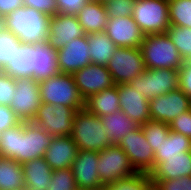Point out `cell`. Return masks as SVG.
<instances>
[{"instance_id":"1","label":"cell","mask_w":191,"mask_h":190,"mask_svg":"<svg viewBox=\"0 0 191 190\" xmlns=\"http://www.w3.org/2000/svg\"><path fill=\"white\" fill-rule=\"evenodd\" d=\"M53 137L41 127L29 122L5 130L0 135V157H6L23 164L44 157Z\"/></svg>"},{"instance_id":"2","label":"cell","mask_w":191,"mask_h":190,"mask_svg":"<svg viewBox=\"0 0 191 190\" xmlns=\"http://www.w3.org/2000/svg\"><path fill=\"white\" fill-rule=\"evenodd\" d=\"M51 16L23 6L3 17V29L10 31L23 44L48 41Z\"/></svg>"},{"instance_id":"3","label":"cell","mask_w":191,"mask_h":190,"mask_svg":"<svg viewBox=\"0 0 191 190\" xmlns=\"http://www.w3.org/2000/svg\"><path fill=\"white\" fill-rule=\"evenodd\" d=\"M71 138L79 150L98 152L114 145L106 134L101 118L85 108L75 113Z\"/></svg>"},{"instance_id":"4","label":"cell","mask_w":191,"mask_h":190,"mask_svg":"<svg viewBox=\"0 0 191 190\" xmlns=\"http://www.w3.org/2000/svg\"><path fill=\"white\" fill-rule=\"evenodd\" d=\"M140 50L148 69H180L183 64L167 33L145 35Z\"/></svg>"},{"instance_id":"5","label":"cell","mask_w":191,"mask_h":190,"mask_svg":"<svg viewBox=\"0 0 191 190\" xmlns=\"http://www.w3.org/2000/svg\"><path fill=\"white\" fill-rule=\"evenodd\" d=\"M41 102L65 105L72 109L84 108V99L81 97L72 74L59 73L39 82Z\"/></svg>"},{"instance_id":"6","label":"cell","mask_w":191,"mask_h":190,"mask_svg":"<svg viewBox=\"0 0 191 190\" xmlns=\"http://www.w3.org/2000/svg\"><path fill=\"white\" fill-rule=\"evenodd\" d=\"M132 18L145 35L166 33L171 25L168 0H135Z\"/></svg>"},{"instance_id":"7","label":"cell","mask_w":191,"mask_h":190,"mask_svg":"<svg viewBox=\"0 0 191 190\" xmlns=\"http://www.w3.org/2000/svg\"><path fill=\"white\" fill-rule=\"evenodd\" d=\"M130 86L147 99L160 97L179 87V69H148L130 81Z\"/></svg>"},{"instance_id":"8","label":"cell","mask_w":191,"mask_h":190,"mask_svg":"<svg viewBox=\"0 0 191 190\" xmlns=\"http://www.w3.org/2000/svg\"><path fill=\"white\" fill-rule=\"evenodd\" d=\"M76 111L65 105L41 103L32 122L52 137L71 136Z\"/></svg>"},{"instance_id":"9","label":"cell","mask_w":191,"mask_h":190,"mask_svg":"<svg viewBox=\"0 0 191 190\" xmlns=\"http://www.w3.org/2000/svg\"><path fill=\"white\" fill-rule=\"evenodd\" d=\"M113 81L118 84H129L146 69L140 47H117L107 65Z\"/></svg>"},{"instance_id":"10","label":"cell","mask_w":191,"mask_h":190,"mask_svg":"<svg viewBox=\"0 0 191 190\" xmlns=\"http://www.w3.org/2000/svg\"><path fill=\"white\" fill-rule=\"evenodd\" d=\"M97 170L103 186L137 173L129 157L117 144L98 151Z\"/></svg>"},{"instance_id":"11","label":"cell","mask_w":191,"mask_h":190,"mask_svg":"<svg viewBox=\"0 0 191 190\" xmlns=\"http://www.w3.org/2000/svg\"><path fill=\"white\" fill-rule=\"evenodd\" d=\"M41 103L39 81L32 77L16 79L14 99L9 107L21 122L32 121Z\"/></svg>"},{"instance_id":"12","label":"cell","mask_w":191,"mask_h":190,"mask_svg":"<svg viewBox=\"0 0 191 190\" xmlns=\"http://www.w3.org/2000/svg\"><path fill=\"white\" fill-rule=\"evenodd\" d=\"M129 157L134 169L141 173H150L154 168L155 154L139 126L127 133L117 144Z\"/></svg>"},{"instance_id":"13","label":"cell","mask_w":191,"mask_h":190,"mask_svg":"<svg viewBox=\"0 0 191 190\" xmlns=\"http://www.w3.org/2000/svg\"><path fill=\"white\" fill-rule=\"evenodd\" d=\"M190 108L191 99L180 88L149 100L150 120L166 124Z\"/></svg>"},{"instance_id":"14","label":"cell","mask_w":191,"mask_h":190,"mask_svg":"<svg viewBox=\"0 0 191 190\" xmlns=\"http://www.w3.org/2000/svg\"><path fill=\"white\" fill-rule=\"evenodd\" d=\"M73 76L79 93L84 100L93 94L116 85L107 66L103 65H87L76 71Z\"/></svg>"},{"instance_id":"15","label":"cell","mask_w":191,"mask_h":190,"mask_svg":"<svg viewBox=\"0 0 191 190\" xmlns=\"http://www.w3.org/2000/svg\"><path fill=\"white\" fill-rule=\"evenodd\" d=\"M98 152L78 150L71 169L78 190H102L98 176Z\"/></svg>"},{"instance_id":"16","label":"cell","mask_w":191,"mask_h":190,"mask_svg":"<svg viewBox=\"0 0 191 190\" xmlns=\"http://www.w3.org/2000/svg\"><path fill=\"white\" fill-rule=\"evenodd\" d=\"M90 46L86 35L70 41L57 50V61L60 73L74 74L81 68L91 64Z\"/></svg>"},{"instance_id":"17","label":"cell","mask_w":191,"mask_h":190,"mask_svg":"<svg viewBox=\"0 0 191 190\" xmlns=\"http://www.w3.org/2000/svg\"><path fill=\"white\" fill-rule=\"evenodd\" d=\"M108 37L117 47H140L145 34L132 17H116L109 19L105 28Z\"/></svg>"},{"instance_id":"18","label":"cell","mask_w":191,"mask_h":190,"mask_svg":"<svg viewBox=\"0 0 191 190\" xmlns=\"http://www.w3.org/2000/svg\"><path fill=\"white\" fill-rule=\"evenodd\" d=\"M86 35L74 15L56 14L49 22L48 42L56 49H61L73 39Z\"/></svg>"},{"instance_id":"19","label":"cell","mask_w":191,"mask_h":190,"mask_svg":"<svg viewBox=\"0 0 191 190\" xmlns=\"http://www.w3.org/2000/svg\"><path fill=\"white\" fill-rule=\"evenodd\" d=\"M120 110L138 125L150 121L149 99L131 87L130 84H118Z\"/></svg>"},{"instance_id":"20","label":"cell","mask_w":191,"mask_h":190,"mask_svg":"<svg viewBox=\"0 0 191 190\" xmlns=\"http://www.w3.org/2000/svg\"><path fill=\"white\" fill-rule=\"evenodd\" d=\"M78 150L71 136L53 137L51 145L45 151L44 159L53 171L71 168Z\"/></svg>"},{"instance_id":"21","label":"cell","mask_w":191,"mask_h":190,"mask_svg":"<svg viewBox=\"0 0 191 190\" xmlns=\"http://www.w3.org/2000/svg\"><path fill=\"white\" fill-rule=\"evenodd\" d=\"M32 78L42 81L60 73L57 61V50L48 42L33 44Z\"/></svg>"},{"instance_id":"22","label":"cell","mask_w":191,"mask_h":190,"mask_svg":"<svg viewBox=\"0 0 191 190\" xmlns=\"http://www.w3.org/2000/svg\"><path fill=\"white\" fill-rule=\"evenodd\" d=\"M151 179H175L191 176V151L185 155L164 157L163 162H154V168L149 173Z\"/></svg>"},{"instance_id":"23","label":"cell","mask_w":191,"mask_h":190,"mask_svg":"<svg viewBox=\"0 0 191 190\" xmlns=\"http://www.w3.org/2000/svg\"><path fill=\"white\" fill-rule=\"evenodd\" d=\"M85 34L105 31L109 17L104 3L91 0L76 15Z\"/></svg>"},{"instance_id":"24","label":"cell","mask_w":191,"mask_h":190,"mask_svg":"<svg viewBox=\"0 0 191 190\" xmlns=\"http://www.w3.org/2000/svg\"><path fill=\"white\" fill-rule=\"evenodd\" d=\"M25 187L32 190H47L51 185L53 170L44 157L22 164Z\"/></svg>"},{"instance_id":"25","label":"cell","mask_w":191,"mask_h":190,"mask_svg":"<svg viewBox=\"0 0 191 190\" xmlns=\"http://www.w3.org/2000/svg\"><path fill=\"white\" fill-rule=\"evenodd\" d=\"M84 108L93 115L104 117L120 110L117 85L89 96L84 100Z\"/></svg>"},{"instance_id":"26","label":"cell","mask_w":191,"mask_h":190,"mask_svg":"<svg viewBox=\"0 0 191 190\" xmlns=\"http://www.w3.org/2000/svg\"><path fill=\"white\" fill-rule=\"evenodd\" d=\"M90 46L91 64L107 66L117 49L115 43L108 37L105 31L86 34Z\"/></svg>"},{"instance_id":"27","label":"cell","mask_w":191,"mask_h":190,"mask_svg":"<svg viewBox=\"0 0 191 190\" xmlns=\"http://www.w3.org/2000/svg\"><path fill=\"white\" fill-rule=\"evenodd\" d=\"M2 71L13 79L31 78L34 72L33 44L21 43L17 54Z\"/></svg>"},{"instance_id":"28","label":"cell","mask_w":191,"mask_h":190,"mask_svg":"<svg viewBox=\"0 0 191 190\" xmlns=\"http://www.w3.org/2000/svg\"><path fill=\"white\" fill-rule=\"evenodd\" d=\"M100 118L106 134L113 144H118L127 133L140 126L121 110Z\"/></svg>"},{"instance_id":"29","label":"cell","mask_w":191,"mask_h":190,"mask_svg":"<svg viewBox=\"0 0 191 190\" xmlns=\"http://www.w3.org/2000/svg\"><path fill=\"white\" fill-rule=\"evenodd\" d=\"M187 151H191V138L170 130L166 140L154 151L155 162H163L164 157L185 155Z\"/></svg>"},{"instance_id":"30","label":"cell","mask_w":191,"mask_h":190,"mask_svg":"<svg viewBox=\"0 0 191 190\" xmlns=\"http://www.w3.org/2000/svg\"><path fill=\"white\" fill-rule=\"evenodd\" d=\"M24 187L22 164L0 157V190H18Z\"/></svg>"},{"instance_id":"31","label":"cell","mask_w":191,"mask_h":190,"mask_svg":"<svg viewBox=\"0 0 191 190\" xmlns=\"http://www.w3.org/2000/svg\"><path fill=\"white\" fill-rule=\"evenodd\" d=\"M102 190H153V181L148 173L137 172L104 185Z\"/></svg>"},{"instance_id":"32","label":"cell","mask_w":191,"mask_h":190,"mask_svg":"<svg viewBox=\"0 0 191 190\" xmlns=\"http://www.w3.org/2000/svg\"><path fill=\"white\" fill-rule=\"evenodd\" d=\"M171 25L191 28V0H168Z\"/></svg>"},{"instance_id":"33","label":"cell","mask_w":191,"mask_h":190,"mask_svg":"<svg viewBox=\"0 0 191 190\" xmlns=\"http://www.w3.org/2000/svg\"><path fill=\"white\" fill-rule=\"evenodd\" d=\"M183 61H191V28L170 25L166 32Z\"/></svg>"},{"instance_id":"34","label":"cell","mask_w":191,"mask_h":190,"mask_svg":"<svg viewBox=\"0 0 191 190\" xmlns=\"http://www.w3.org/2000/svg\"><path fill=\"white\" fill-rule=\"evenodd\" d=\"M141 129L153 151L160 147L170 132L169 124L152 120L142 124Z\"/></svg>"},{"instance_id":"35","label":"cell","mask_w":191,"mask_h":190,"mask_svg":"<svg viewBox=\"0 0 191 190\" xmlns=\"http://www.w3.org/2000/svg\"><path fill=\"white\" fill-rule=\"evenodd\" d=\"M21 42L10 31L0 30V70H3L17 54Z\"/></svg>"},{"instance_id":"36","label":"cell","mask_w":191,"mask_h":190,"mask_svg":"<svg viewBox=\"0 0 191 190\" xmlns=\"http://www.w3.org/2000/svg\"><path fill=\"white\" fill-rule=\"evenodd\" d=\"M47 190H78L71 168L54 170Z\"/></svg>"},{"instance_id":"37","label":"cell","mask_w":191,"mask_h":190,"mask_svg":"<svg viewBox=\"0 0 191 190\" xmlns=\"http://www.w3.org/2000/svg\"><path fill=\"white\" fill-rule=\"evenodd\" d=\"M135 0H109L104 3L109 19L132 17Z\"/></svg>"},{"instance_id":"38","label":"cell","mask_w":191,"mask_h":190,"mask_svg":"<svg viewBox=\"0 0 191 190\" xmlns=\"http://www.w3.org/2000/svg\"><path fill=\"white\" fill-rule=\"evenodd\" d=\"M151 180L153 181V190H191V176Z\"/></svg>"},{"instance_id":"39","label":"cell","mask_w":191,"mask_h":190,"mask_svg":"<svg viewBox=\"0 0 191 190\" xmlns=\"http://www.w3.org/2000/svg\"><path fill=\"white\" fill-rule=\"evenodd\" d=\"M16 79L0 70V105L9 106L14 99Z\"/></svg>"},{"instance_id":"40","label":"cell","mask_w":191,"mask_h":190,"mask_svg":"<svg viewBox=\"0 0 191 190\" xmlns=\"http://www.w3.org/2000/svg\"><path fill=\"white\" fill-rule=\"evenodd\" d=\"M171 131L180 133L188 138H191V108L178 115L170 124Z\"/></svg>"},{"instance_id":"41","label":"cell","mask_w":191,"mask_h":190,"mask_svg":"<svg viewBox=\"0 0 191 190\" xmlns=\"http://www.w3.org/2000/svg\"><path fill=\"white\" fill-rule=\"evenodd\" d=\"M91 0H56L58 6V14L74 15L88 4Z\"/></svg>"},{"instance_id":"42","label":"cell","mask_w":191,"mask_h":190,"mask_svg":"<svg viewBox=\"0 0 191 190\" xmlns=\"http://www.w3.org/2000/svg\"><path fill=\"white\" fill-rule=\"evenodd\" d=\"M23 5L31 7L50 16L58 13L56 0H23Z\"/></svg>"},{"instance_id":"43","label":"cell","mask_w":191,"mask_h":190,"mask_svg":"<svg viewBox=\"0 0 191 190\" xmlns=\"http://www.w3.org/2000/svg\"><path fill=\"white\" fill-rule=\"evenodd\" d=\"M20 123L21 120L9 106L0 105V133Z\"/></svg>"},{"instance_id":"44","label":"cell","mask_w":191,"mask_h":190,"mask_svg":"<svg viewBox=\"0 0 191 190\" xmlns=\"http://www.w3.org/2000/svg\"><path fill=\"white\" fill-rule=\"evenodd\" d=\"M191 99V61H183L179 69V87Z\"/></svg>"},{"instance_id":"45","label":"cell","mask_w":191,"mask_h":190,"mask_svg":"<svg viewBox=\"0 0 191 190\" xmlns=\"http://www.w3.org/2000/svg\"><path fill=\"white\" fill-rule=\"evenodd\" d=\"M23 6V0H0V16L4 17Z\"/></svg>"},{"instance_id":"46","label":"cell","mask_w":191,"mask_h":190,"mask_svg":"<svg viewBox=\"0 0 191 190\" xmlns=\"http://www.w3.org/2000/svg\"><path fill=\"white\" fill-rule=\"evenodd\" d=\"M3 29V17L0 16V30Z\"/></svg>"},{"instance_id":"47","label":"cell","mask_w":191,"mask_h":190,"mask_svg":"<svg viewBox=\"0 0 191 190\" xmlns=\"http://www.w3.org/2000/svg\"><path fill=\"white\" fill-rule=\"evenodd\" d=\"M18 190H32V189H30L28 187H24V188H21V189H18Z\"/></svg>"},{"instance_id":"48","label":"cell","mask_w":191,"mask_h":190,"mask_svg":"<svg viewBox=\"0 0 191 190\" xmlns=\"http://www.w3.org/2000/svg\"><path fill=\"white\" fill-rule=\"evenodd\" d=\"M97 1L102 2V3H105V2H107V1H109V0H97Z\"/></svg>"}]
</instances>
